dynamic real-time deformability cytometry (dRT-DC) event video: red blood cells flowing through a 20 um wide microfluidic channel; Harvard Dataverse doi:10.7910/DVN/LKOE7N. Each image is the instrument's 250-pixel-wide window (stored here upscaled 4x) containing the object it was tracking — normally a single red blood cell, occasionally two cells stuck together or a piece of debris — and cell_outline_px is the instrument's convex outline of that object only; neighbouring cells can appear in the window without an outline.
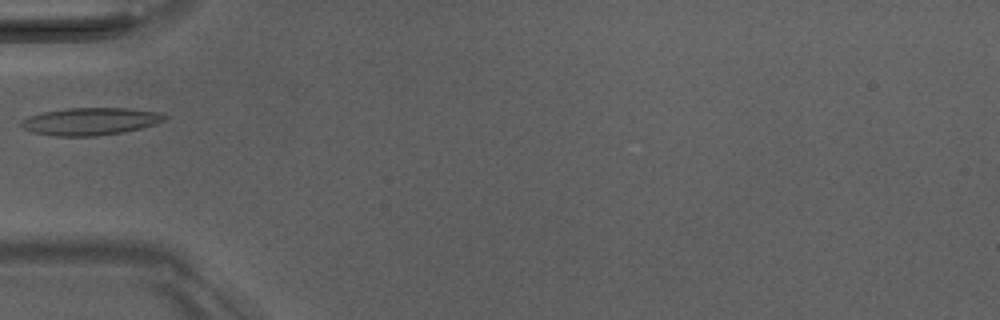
{"species": "Egyptian fruit bat (a non-hibernating species)", "species_latin": "Rousettus aegyptiacus", "temperature_condition": "room temperature", "stored_images_in_passage": 2, "camera_frame_rate_fps": 3000, "um_per_image_px": 0.085, "animal": {"sex": "male"}, "frame": {"image": 1, "passage_image": 1, "time_ms": 0.0, "image_size_px": [1000, 320], "cell_outline_px": [[168, 116], [164, 120], [156, 124], [124, 132], [96, 136], [56, 136], [32, 132], [24, 128], [20, 124], [20, 120], [28, 116], [44, 112], [68, 108], [128, 108], [160, 112]], "centroid_in_image_um": [7.69, 10.31], "position_along_channel_um": 77.3, "area_um2": 22.95}}